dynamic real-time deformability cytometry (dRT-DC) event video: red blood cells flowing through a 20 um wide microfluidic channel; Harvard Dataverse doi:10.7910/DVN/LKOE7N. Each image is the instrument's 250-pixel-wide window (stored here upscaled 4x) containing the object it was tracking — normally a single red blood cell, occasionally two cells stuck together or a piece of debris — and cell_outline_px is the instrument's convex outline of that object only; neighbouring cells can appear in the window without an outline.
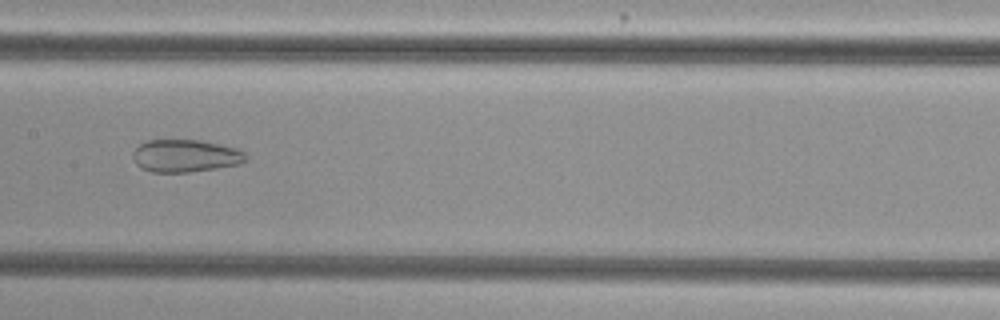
{"species": "common noctule bat (a hibernating species)", "species_latin": "Nyctalus noctula", "temperature_condition": "cold", "stored_images_in_passage": 39, "camera_frame_rate_fps": 3000, "um_per_image_px": 0.085, "animal": {"sex": "female", "body_mass_g": 29.2, "forearm_length_mm": 56.3}, "frame": {"image": 1, "passage_image": 12, "time_ms": 3.667, "image_size_px": [1000, 320], "cell_outline_px": [[248, 160], [240, 164], [216, 168], [188, 172], [152, 172], [140, 168], [136, 164], [132, 156], [132, 152], [140, 144], [148, 140], [200, 140], [236, 148], [244, 152], [248, 156]], "centroid_in_image_um": [15.76, 13.25], "position_along_channel_um": 191.6, "area_um2": 21.5}}
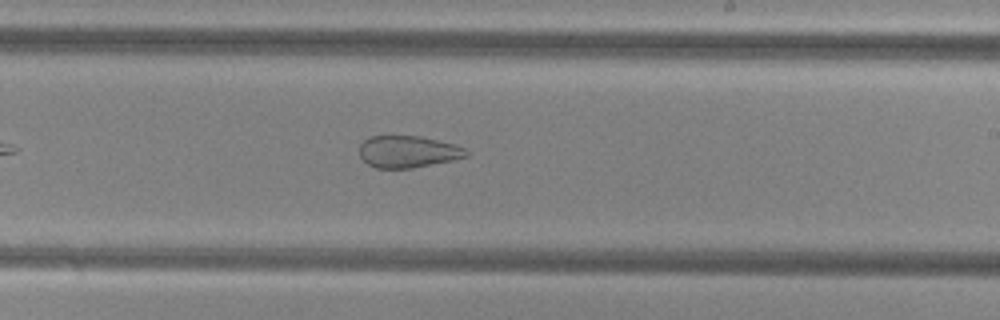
{"frame": {"image": 2, "passage_image": 17, "time_ms": 5.333, "image_size_px": [1000, 320], "cell_outline_px": [[468, 156], [452, 160], [412, 168], [376, 168], [368, 164], [360, 156], [360, 144], [368, 136], [420, 136], [456, 144], [464, 148], [468, 152]], "centroid_in_image_um": [34.67, 12.88], "position_along_channel_um": 254.3, "area_um2": 19.83}, "authors_computed_cell_mechanics": {"area_um2": 26.1256, "velocity_mm_per_s": 3.7802, "shape_relaxation_time_tau1_ms": null, "shape_relaxation_time_tau2_ms": 1.5074, "deformation_change_tau1": null, "deformation_change_tau2": 0.0877}}